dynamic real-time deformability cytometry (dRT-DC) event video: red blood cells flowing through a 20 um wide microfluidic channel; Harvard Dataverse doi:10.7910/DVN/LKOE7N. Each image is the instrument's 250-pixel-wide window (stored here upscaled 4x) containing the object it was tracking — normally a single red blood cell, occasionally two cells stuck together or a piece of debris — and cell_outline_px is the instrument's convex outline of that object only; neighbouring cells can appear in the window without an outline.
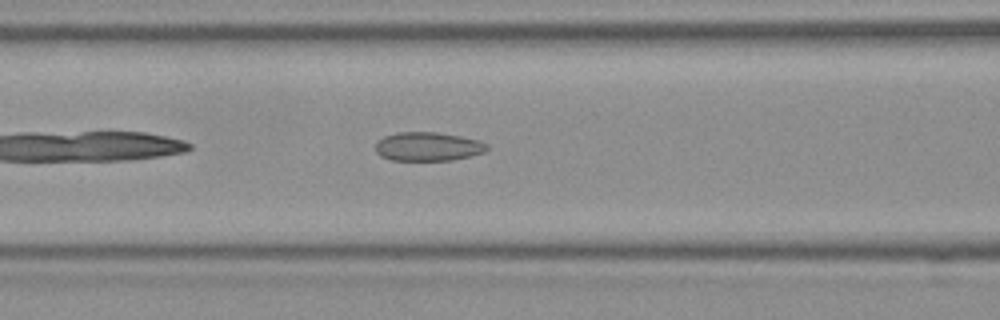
{"species": "Egyptian fruit bat (a non-hibernating species)", "species_latin": "Rousettus aegyptiacus", "temperature_condition": "room temperature", "stored_images_in_passage": 37, "camera_frame_rate_fps": 3000, "um_per_image_px": 0.085, "frame": {"image": 1, "passage_image": 7, "time_ms": 2.0, "image_size_px": [1000, 320], "cell_outline_px": [[488, 148], [484, 152], [452, 160], [392, 160], [380, 156], [376, 152], [376, 140], [384, 136], [396, 132], [436, 132], [460, 136], [480, 140], [488, 144]], "centroid_in_image_um": [36.35, 12.45], "position_along_channel_um": 130.2, "area_um2": 18.79}}
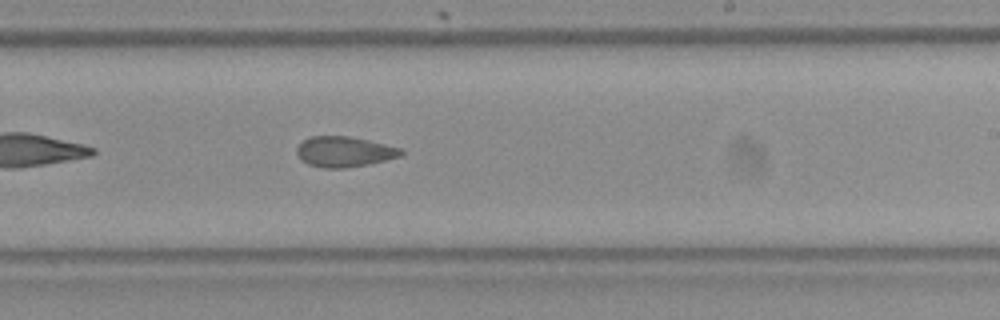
{"frame": {"image": 2, "passage_image": 17, "time_ms": 5.333, "image_size_px": [1000, 320], "cell_outline_px": [[404, 152], [400, 156], [368, 164], [344, 168], [324, 168], [308, 164], [300, 160], [296, 152], [296, 148], [304, 140], [312, 136], [352, 136], [404, 148]], "centroid_in_image_um": [29.28, 12.89], "position_along_channel_um": 259.7, "area_um2": 18.61}}
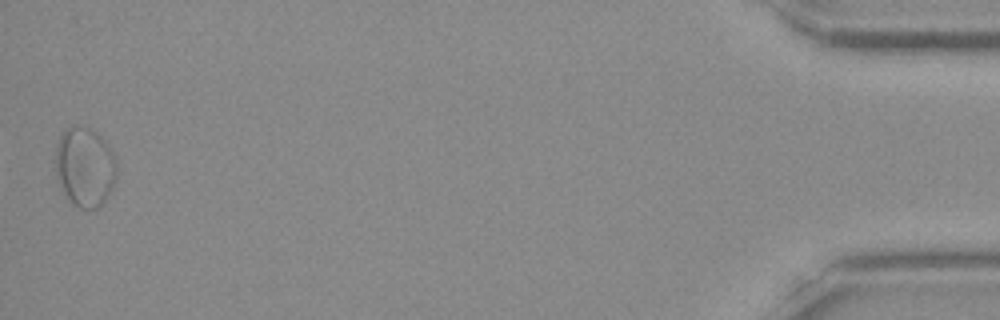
{"frame": {"image": 3, "passage_image": 37, "time_ms": 12.0, "image_size_px": [1000, 320], "cell_outline_px": [[116, 180], [112, 188], [104, 200], [96, 208], [80, 208], [72, 204], [68, 200], [60, 188], [56, 176], [56, 144], [60, 132], [64, 128], [72, 124], [76, 124], [92, 128], [108, 144], [116, 160]], "centroid_in_image_um": [7.18, 14.14], "position_along_channel_um": 428.0, "area_um2": 28.9}, "authors_computed_cell_mechanics": {"area_um2": 19.3052, "velocity_mm_per_s": 3.8872, "shape_relaxation_time_tau1_ms": null, "shape_relaxation_time_tau2_ms": 3.1679, "deformation_change_tau1": null, "deformation_change_tau2": 0.0905}}